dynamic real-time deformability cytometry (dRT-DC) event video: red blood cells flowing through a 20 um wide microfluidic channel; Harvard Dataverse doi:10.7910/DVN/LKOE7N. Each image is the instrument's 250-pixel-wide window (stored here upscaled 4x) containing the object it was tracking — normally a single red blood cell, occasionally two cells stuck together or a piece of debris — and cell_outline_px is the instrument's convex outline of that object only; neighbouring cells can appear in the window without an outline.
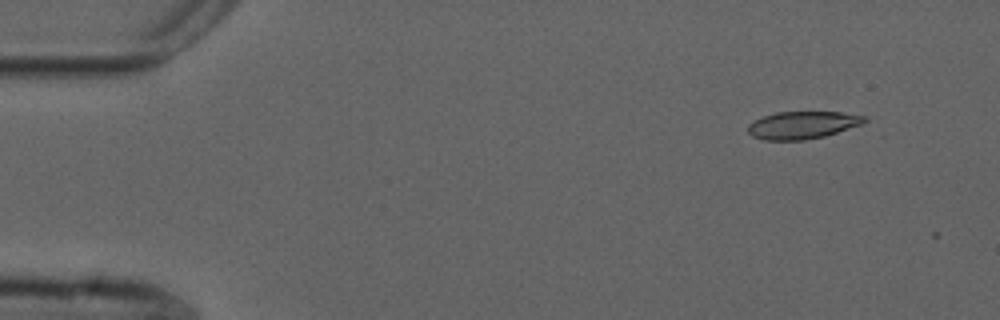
{"species": "common noctule bat (a hibernating species)", "species_latin": "Nyctalus noctula", "temperature_condition": "cold", "stored_images_in_passage": 7, "camera_frame_rate_fps": 3000, "um_per_image_px": 0.085, "animal": {"sex": "male", "forearm_length_mm": 52.5}, "frame": {"image": 1, "passage_image": 1, "time_ms": 0.0, "image_size_px": [1000, 320], "cell_outline_px": [[868, 120], [864, 124], [824, 136], [804, 140], [764, 140], [752, 136], [748, 132], [748, 124], [764, 116], [776, 112], [840, 112], [864, 116]], "centroid_in_image_um": [68.22, 10.63], "position_along_channel_um": 16.8, "area_um2": 18.61}}